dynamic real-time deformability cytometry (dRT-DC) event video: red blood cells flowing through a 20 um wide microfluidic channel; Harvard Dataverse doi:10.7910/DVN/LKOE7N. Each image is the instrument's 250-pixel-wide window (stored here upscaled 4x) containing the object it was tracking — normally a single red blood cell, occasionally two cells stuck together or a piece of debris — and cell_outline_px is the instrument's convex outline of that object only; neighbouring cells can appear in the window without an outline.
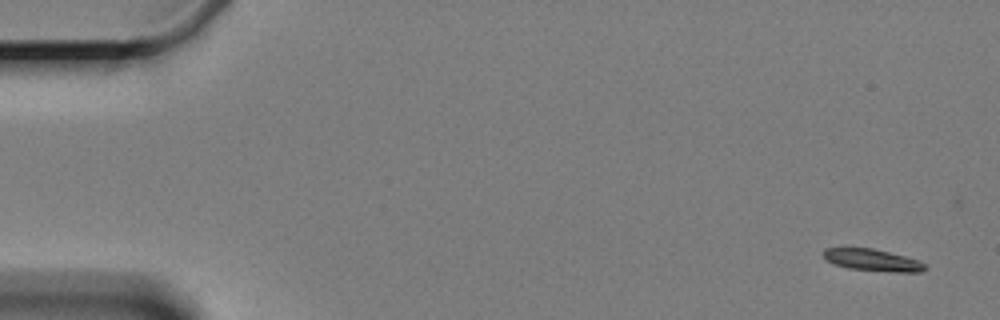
{"species": "Egyptian fruit bat (a non-hibernating species)", "species_latin": "Rousettus aegyptiacus", "temperature_condition": "cold", "stored_images_in_passage": 16, "segment_of_instrument_passage": [1, 2], "camera_frame_rate_fps": 3000, "um_per_image_px": 0.085, "animal": {"sex": "female"}, "frame": {"image": 1, "passage_image": 1, "time_ms": 0.0, "image_size_px": [1000, 320], "cell_outline_px": [[928, 268], [920, 272], [896, 272], [848, 268], [832, 264], [824, 256], [824, 248], [872, 248], [920, 260]], "centroid_in_image_um": [74.19, 22.11], "position_along_channel_um": 10.8, "area_um2": 12.83}}
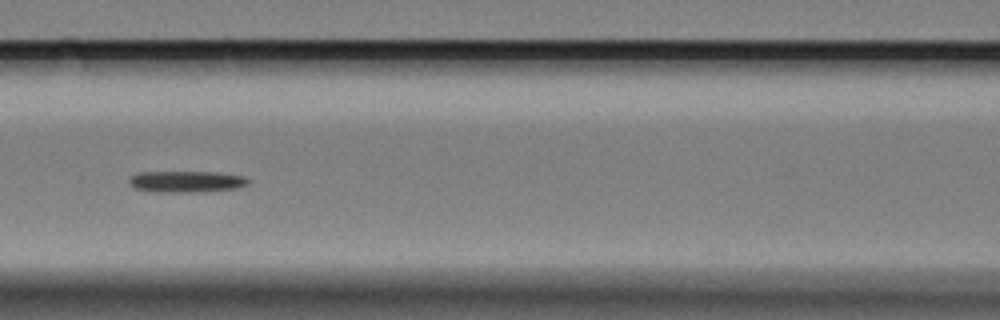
{"frame": {"image": 2, "passage_image": 7, "time_ms": 8.0, "image_size_px": [1000, 320], "cell_outline_px": [[248, 184], [236, 188], [188, 192], [152, 192], [136, 188], [128, 184], [128, 176], [136, 172], [216, 172], [244, 176], [248, 180]], "centroid_in_image_um": [15.74, 15.42], "position_along_channel_um": 150.9, "area_um2": 14.85}}
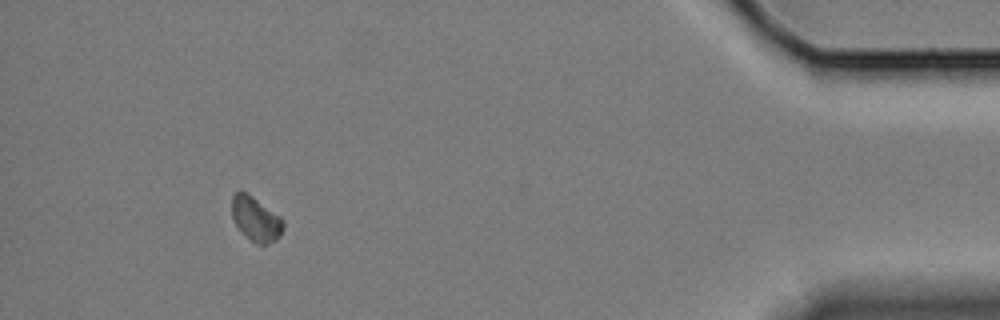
{"frame": {"image": 3, "passage_image": 14, "time_ms": 17.667, "image_size_px": [1000, 320], "cell_outline_px": [[284, 228], [280, 236], [276, 240], [268, 244], [256, 244], [240, 232], [232, 216], [232, 196], [240, 188], [252, 196], [280, 216], [284, 220]], "centroid_in_image_um": [21.74, 18.61], "position_along_channel_um": 413.5, "area_um2": 13.47}}